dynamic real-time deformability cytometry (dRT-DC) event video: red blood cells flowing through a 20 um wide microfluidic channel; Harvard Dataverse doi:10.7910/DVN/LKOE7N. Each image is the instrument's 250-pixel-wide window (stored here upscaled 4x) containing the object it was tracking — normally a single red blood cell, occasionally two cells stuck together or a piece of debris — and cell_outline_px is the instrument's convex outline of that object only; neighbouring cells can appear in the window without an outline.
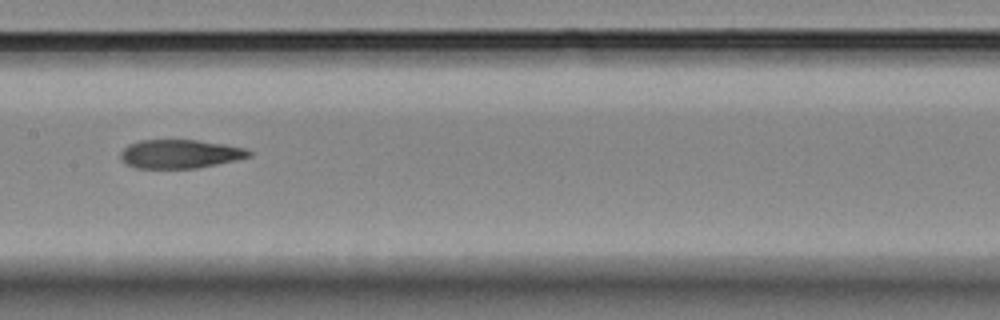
{"species": "Egyptian fruit bat (a non-hibernating species)", "species_latin": "Rousettus aegyptiacus", "temperature_condition": "room temperature", "stored_images_in_passage": 7, "camera_frame_rate_fps": 3000, "um_per_image_px": 0.085, "animal": {"sex": "female"}, "frame": {"image": 1, "passage_image": 6, "time_ms": 5.667, "image_size_px": [1000, 320], "cell_outline_px": [[252, 156], [236, 160], [196, 168], [136, 168], [128, 164], [120, 156], [120, 152], [128, 144], [140, 140], [196, 140], [224, 144], [244, 148], [252, 152]], "centroid_in_image_um": [15.31, 13.08], "position_along_channel_um": 192.1, "area_um2": 21.33}}
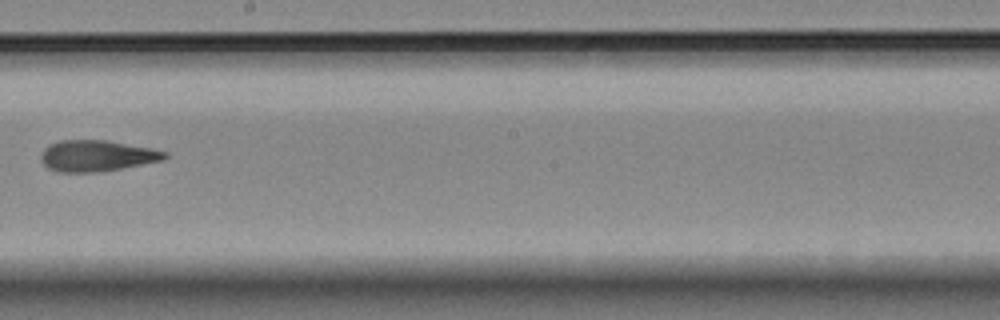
{"frame": {"image": 2, "passage_image": 7, "time_ms": 7.0, "image_size_px": [1000, 320], "cell_outline_px": [[168, 156], [164, 160], [104, 172], [56, 172], [48, 168], [40, 160], [40, 156], [44, 148], [48, 144], [60, 140], [108, 140], [152, 148], [168, 152]], "centroid_in_image_um": [8.24, 13.24], "position_along_channel_um": 240.0, "area_um2": 22.89}}